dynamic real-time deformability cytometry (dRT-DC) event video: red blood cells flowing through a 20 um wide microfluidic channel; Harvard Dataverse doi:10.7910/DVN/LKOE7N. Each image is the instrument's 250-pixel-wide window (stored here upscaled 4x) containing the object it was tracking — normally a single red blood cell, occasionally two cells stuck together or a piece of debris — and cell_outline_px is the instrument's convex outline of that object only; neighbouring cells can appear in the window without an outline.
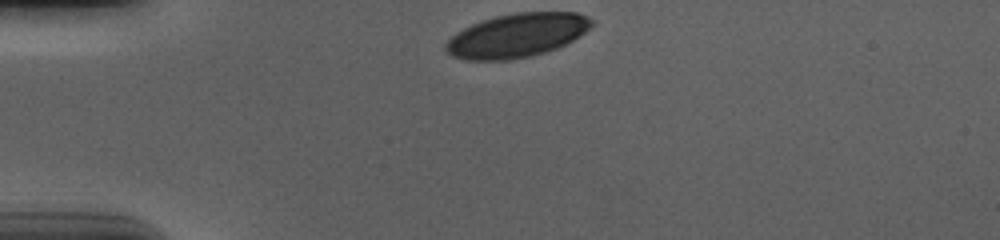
{"species": "human", "species_latin": "Homo sapiens", "temperature_condition": "cold", "stored_images_in_passage": 33, "camera_frame_rate_fps": 3000, "um_per_image_px": 0.085, "donor": {"sex": "male"}, "frame": {"image": 1, "passage_image": 1, "time_ms": 0.0, "image_size_px": [1000, 240], "cell_outline_px": [[592, 24], [584, 32], [572, 40], [556, 48], [532, 56], [512, 60], [464, 60], [452, 56], [444, 48], [444, 44], [456, 32], [472, 24], [496, 16], [516, 12], [576, 12], [592, 20]], "centroid_in_image_um": [43.89, 3.02], "position_along_channel_um": 41.1, "area_um2": 36.99}}
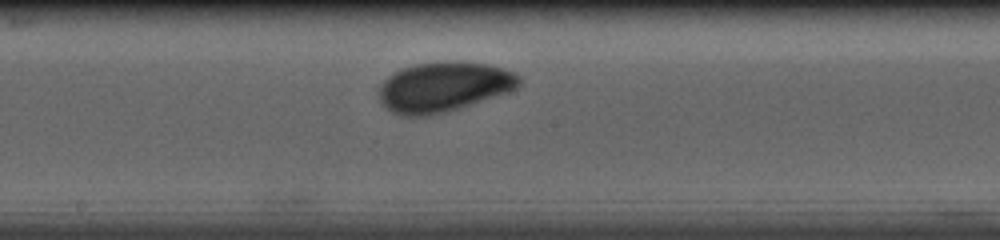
{"frame": {"image": 2, "passage_image": 18, "time_ms": 5.667, "image_size_px": [1000, 240], "cell_outline_px": [[520, 84], [516, 88], [456, 108], [424, 116], [400, 116], [392, 112], [380, 100], [380, 84], [388, 76], [404, 68], [416, 64], [488, 64], [504, 68], [516, 72], [520, 76]], "centroid_in_image_um": [37.69, 7.4], "position_along_channel_um": 210.5, "area_um2": 38.96}}
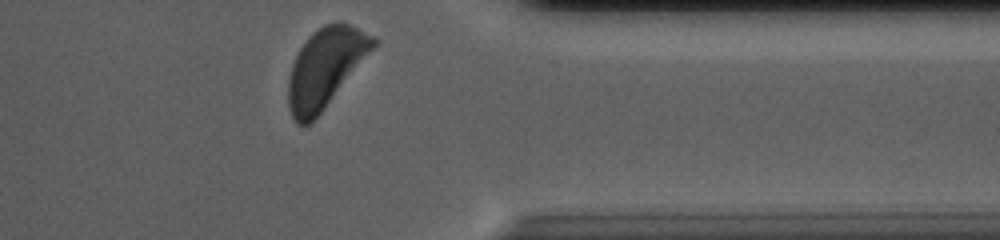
{"frame": {"image": 3, "passage_image": 33, "time_ms": 10.667, "image_size_px": [1000, 240], "cell_outline_px": [[380, 40], [324, 108], [308, 124], [296, 124], [288, 108], [288, 80], [292, 64], [300, 48], [308, 36], [312, 32], [324, 24], [348, 24]], "centroid_in_image_um": [27.62, 5.76], "position_along_channel_um": 383.8, "area_um2": 38.09}, "authors_computed_cell_mechanics": {"area_um2": 39.1884, "velocity_mm_per_s": 3.6399, "shape_relaxation_time_tau1_ms": 2.494, "shape_relaxation_time_tau2_ms": null, "deformation_change_tau1": 0.1188, "deformation_change_tau2": null}}